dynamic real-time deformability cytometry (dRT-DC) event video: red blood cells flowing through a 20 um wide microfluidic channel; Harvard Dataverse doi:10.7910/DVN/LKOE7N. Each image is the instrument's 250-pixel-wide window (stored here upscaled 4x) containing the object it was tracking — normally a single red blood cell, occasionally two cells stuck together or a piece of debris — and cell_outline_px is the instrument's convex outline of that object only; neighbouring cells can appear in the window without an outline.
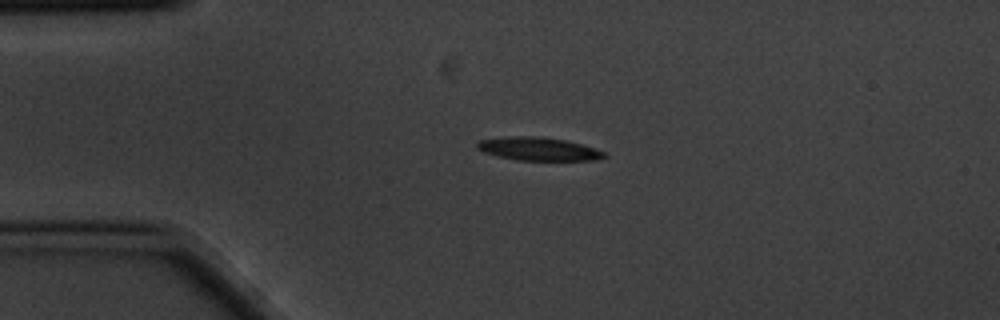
{"species": "common noctule bat (a hibernating species)", "species_latin": "Nyctalus noctula", "temperature_condition": "cold", "stored_images_in_passage": 6, "camera_frame_rate_fps": 3000, "um_per_image_px": 0.085, "animal": {"sex": "male", "body_mass_g": 20.1, "forearm_length_mm": 53.5}, "frame": {"image": 1, "passage_image": 4, "time_ms": 1.0, "image_size_px": [1000, 320], "cell_outline_px": [[608, 156], [596, 160], [516, 160], [484, 152], [476, 148], [476, 144], [480, 140], [504, 136], [532, 136], [564, 140], [580, 144], [604, 152]], "centroid_in_image_um": [45.73, 12.66], "position_along_channel_um": 39.3, "area_um2": 16.94}}